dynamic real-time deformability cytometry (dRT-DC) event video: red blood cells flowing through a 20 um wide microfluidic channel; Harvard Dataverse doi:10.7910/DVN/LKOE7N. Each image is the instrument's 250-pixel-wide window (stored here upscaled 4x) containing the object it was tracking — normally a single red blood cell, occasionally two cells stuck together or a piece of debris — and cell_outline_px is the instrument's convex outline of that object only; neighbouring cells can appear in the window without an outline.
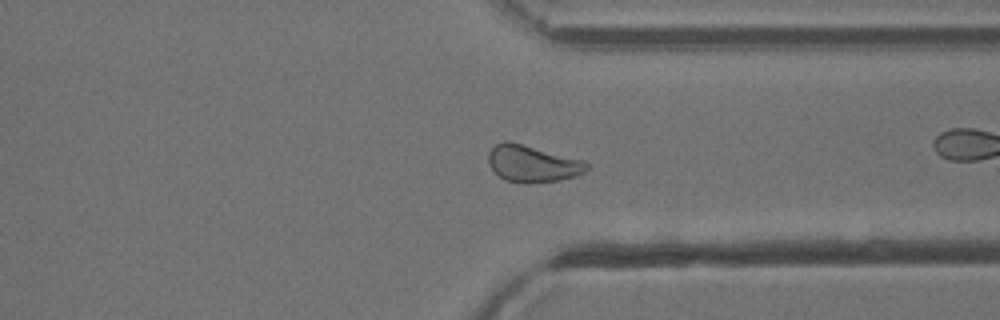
{"species": "common noctule bat (a hibernating species)", "species_latin": "Nyctalus noctula", "temperature_condition": "cold", "stored_images_in_passage": 42, "camera_frame_rate_fps": 3000, "um_per_image_px": 0.085, "animal": {"sex": "male", "body_mass_g": 13.3}, "frame": {"image": 1, "passage_image": 41, "time_ms": 13.333, "image_size_px": [1000, 320], "cell_outline_px": [[588, 168], [584, 172], [576, 176], [556, 180], [504, 180], [492, 168], [488, 160], [488, 152], [496, 144], [504, 140], [508, 140], [584, 160], [588, 164]], "centroid_in_image_um": [45.26, 13.85], "position_along_channel_um": 366.1, "area_um2": 20.29}}